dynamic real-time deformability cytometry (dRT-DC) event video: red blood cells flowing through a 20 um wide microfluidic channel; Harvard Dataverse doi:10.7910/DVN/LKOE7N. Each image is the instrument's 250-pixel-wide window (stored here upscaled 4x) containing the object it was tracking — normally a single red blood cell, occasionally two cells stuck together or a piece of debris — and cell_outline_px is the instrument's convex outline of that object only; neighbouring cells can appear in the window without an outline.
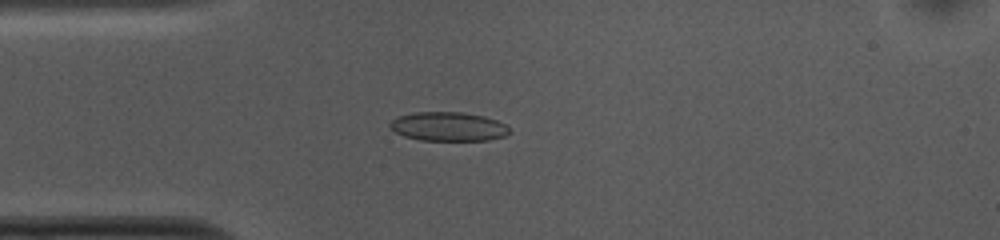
{"species": "common noctule bat (a hibernating species)", "species_latin": "Nyctalus noctula", "temperature_condition": "cold", "stored_images_in_passage": 39, "camera_frame_rate_fps": 3000, "um_per_image_px": 0.085, "animal": {"sex": "female", "body_mass_g": 10.0, "forearm_length_mm": 53.1}, "frame": {"image": 1, "passage_image": 3, "time_ms": 0.667, "image_size_px": [1000, 240], "cell_outline_px": [[512, 132], [504, 136], [488, 140], [420, 140], [404, 136], [396, 132], [388, 124], [392, 120], [400, 116], [412, 112], [464, 112], [484, 116], [496, 120], [504, 124]], "centroid_in_image_um": [38.12, 10.75], "position_along_channel_um": 46.9, "area_um2": 20.11}}
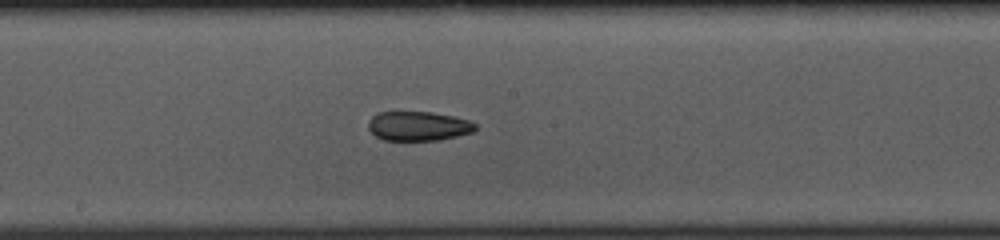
{"frame": {"image": 2, "passage_image": 17, "time_ms": 5.333, "image_size_px": [1000, 240], "cell_outline_px": [[476, 128], [472, 132], [440, 140], [384, 140], [376, 136], [368, 128], [368, 120], [376, 112], [396, 108], [432, 112], [456, 116], [468, 120], [476, 124]], "centroid_in_image_um": [35.48, 10.65], "position_along_channel_um": 212.7, "area_um2": 19.19}}
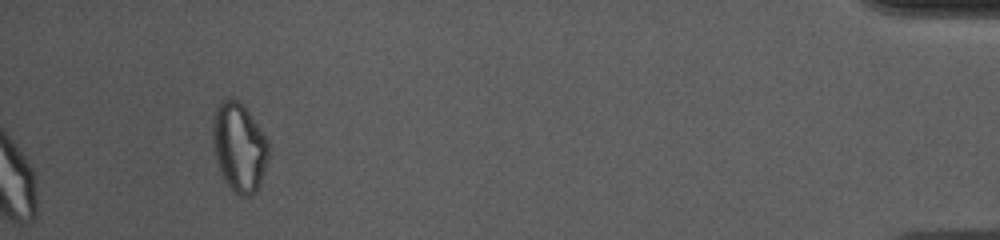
{"frame": {"image": 3, "passage_image": 39, "time_ms": 12.667, "image_size_px": [1000, 240], "cell_outline_px": [[268, 160], [260, 184], [256, 192], [252, 196], [240, 196], [228, 184], [220, 168], [216, 156], [212, 140], [212, 120], [216, 108], [224, 100], [240, 100], [244, 104], [268, 140]], "centroid_in_image_um": [20.35, 12.49], "position_along_channel_um": 414.8, "area_um2": 28.61}, "authors_computed_cell_mechanics": {"area_um2": 19.8254, "velocity_mm_per_s": 3.7428, "shape_relaxation_time_tau1_ms": 4.9126, "shape_relaxation_time_tau2_ms": 3.4551, "deformation_change_tau1": 0.1359, "deformation_change_tau2": 0.0945}}